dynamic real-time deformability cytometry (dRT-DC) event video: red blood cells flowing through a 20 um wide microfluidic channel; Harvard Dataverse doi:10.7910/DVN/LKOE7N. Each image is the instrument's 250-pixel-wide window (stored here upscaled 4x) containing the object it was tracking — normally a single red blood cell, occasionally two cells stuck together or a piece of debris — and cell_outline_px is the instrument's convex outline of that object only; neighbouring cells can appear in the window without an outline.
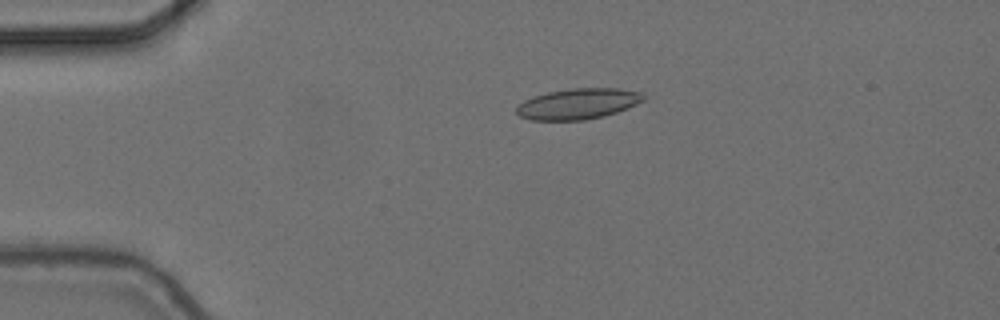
{"species": "common noctule bat (a hibernating species)", "species_latin": "Nyctalus noctula", "temperature_condition": "cold", "stored_images_in_passage": 2, "camera_frame_rate_fps": 3000, "um_per_image_px": 0.085, "animal": {"sex": "female", "body_mass_g": 24.6, "forearm_length_mm": 56.2}, "frame": {"image": 1, "passage_image": 1, "time_ms": 0.0, "image_size_px": [1000, 320], "cell_outline_px": [[644, 100], [636, 104], [616, 112], [604, 116], [584, 120], [532, 120], [520, 116], [516, 112], [516, 104], [532, 96], [548, 92], [572, 88], [620, 88], [640, 92], [644, 96]], "centroid_in_image_um": [49.09, 8.82], "position_along_channel_um": 35.9, "area_um2": 22.77}}